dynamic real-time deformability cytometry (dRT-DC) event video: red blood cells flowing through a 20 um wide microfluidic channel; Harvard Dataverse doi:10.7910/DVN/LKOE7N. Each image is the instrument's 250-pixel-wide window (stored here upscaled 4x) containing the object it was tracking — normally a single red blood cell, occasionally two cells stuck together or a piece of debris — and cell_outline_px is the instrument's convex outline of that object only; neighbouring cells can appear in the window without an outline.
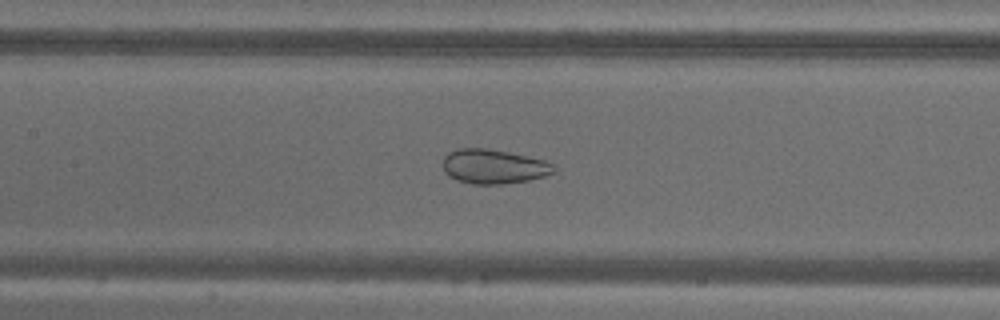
{"species": "common noctule bat (a hibernating species)", "species_latin": "Nyctalus noctula", "temperature_condition": "warm", "stored_images_in_passage": 49, "camera_frame_rate_fps": 3000, "um_per_image_px": 0.085, "animal": {"sex": "male", "body_mass_g": 18.8}, "frame": {"image": 1, "passage_image": 19, "time_ms": 6.0, "image_size_px": [1000, 320], "cell_outline_px": [[556, 168], [552, 172], [544, 176], [528, 180], [504, 184], [472, 184], [456, 180], [448, 176], [444, 172], [444, 156], [448, 152], [460, 148], [488, 148], [508, 152], [544, 160], [552, 164]], "centroid_in_image_um": [41.92, 14.15], "position_along_channel_um": 165.5, "area_um2": 22.2}}
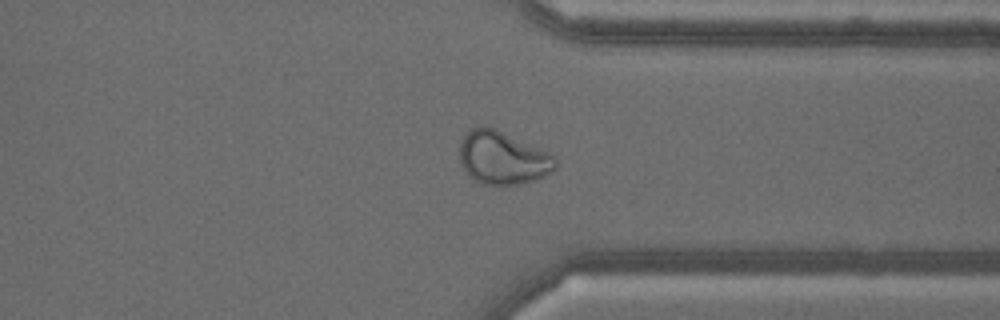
{"frame": {"image": 2, "passage_image": 36, "time_ms": 11.667, "image_size_px": [1000, 320], "cell_outline_px": [[556, 168], [552, 172], [536, 180], [520, 184], [480, 184], [472, 180], [468, 176], [460, 164], [460, 140], [472, 128], [492, 128], [540, 148], [556, 156]], "centroid_in_image_um": [42.73, 13.46], "position_along_channel_um": 368.7, "area_um2": 29.42}}
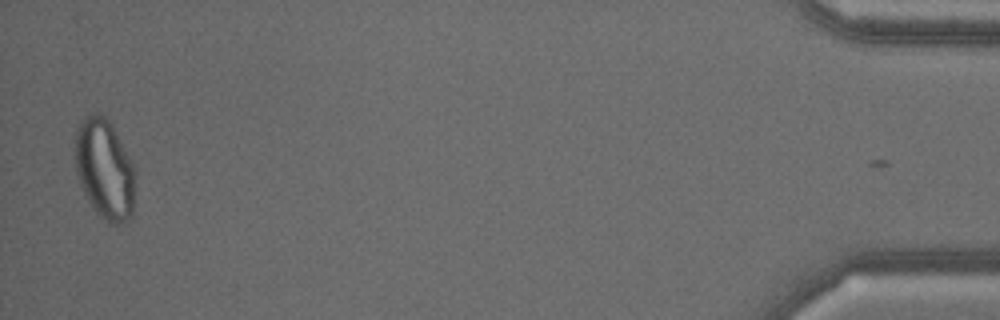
{"frame": {"image": 3, "passage_image": 48, "time_ms": 15.667, "image_size_px": [1000, 320], "cell_outline_px": [[132, 212], [128, 220], [124, 224], [108, 224], [96, 212], [88, 200], [80, 184], [76, 172], [76, 132], [80, 120], [92, 112], [100, 112], [112, 124], [132, 164]], "centroid_in_image_um": [8.85, 14.36], "position_along_channel_um": 426.4, "area_um2": 34.39}}